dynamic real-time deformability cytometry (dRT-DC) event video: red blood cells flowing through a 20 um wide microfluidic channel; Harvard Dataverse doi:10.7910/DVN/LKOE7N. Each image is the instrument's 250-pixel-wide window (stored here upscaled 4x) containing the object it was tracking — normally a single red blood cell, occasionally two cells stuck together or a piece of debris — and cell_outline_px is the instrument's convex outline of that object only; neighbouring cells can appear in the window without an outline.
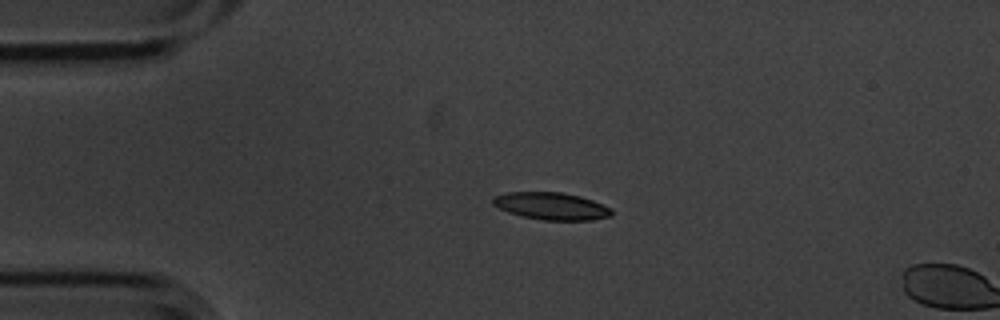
{"species": "common noctule bat (a hibernating species)", "species_latin": "Nyctalus noctula", "temperature_condition": "cold", "stored_images_in_passage": 4, "camera_frame_rate_fps": 3000, "um_per_image_px": 0.085, "animal": {"sex": "male", "body_mass_g": 20.1, "forearm_length_mm": 53.5}, "frame": {"image": 1, "passage_image": 3, "time_ms": 0.667, "image_size_px": [1000, 320], "cell_outline_px": [[612, 216], [592, 220], [544, 220], [524, 216], [508, 212], [492, 204], [492, 196], [504, 192], [560, 192], [580, 196], [592, 200], [612, 208]], "centroid_in_image_um": [46.86, 17.51], "position_along_channel_um": 38.1, "area_um2": 18.9}}